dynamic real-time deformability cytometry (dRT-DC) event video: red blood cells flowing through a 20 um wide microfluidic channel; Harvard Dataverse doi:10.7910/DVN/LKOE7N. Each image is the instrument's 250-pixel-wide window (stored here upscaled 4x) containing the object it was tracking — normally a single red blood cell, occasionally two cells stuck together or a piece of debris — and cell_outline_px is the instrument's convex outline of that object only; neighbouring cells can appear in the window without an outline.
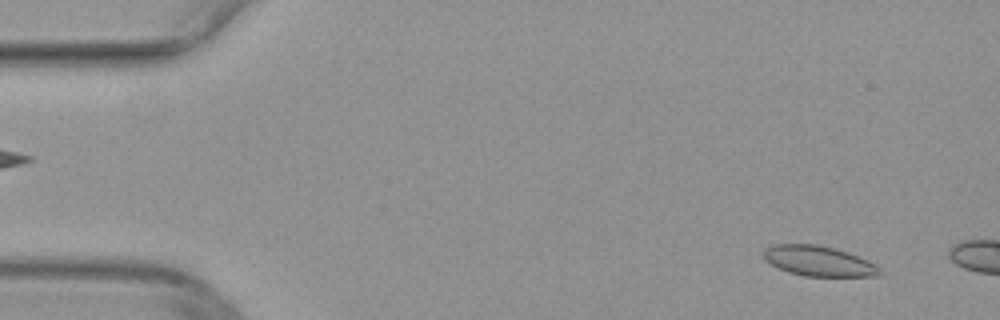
{"species": "common noctule bat (a hibernating species)", "species_latin": "Nyctalus noctula", "temperature_condition": "warm", "stored_images_in_passage": 8, "camera_frame_rate_fps": 3000, "um_per_image_px": 0.085, "animal": {"sex": "female", "body_mass_g": 29.2, "forearm_length_mm": 56.3}, "frame": {"image": 1, "passage_image": 4, "time_ms": 1.0, "image_size_px": [1000, 320], "cell_outline_px": [[884, 272], [880, 276], [804, 276], [788, 272], [764, 260], [764, 248], [772, 244], [816, 244], [836, 248], [848, 252], [868, 260], [876, 264]], "centroid_in_image_um": [69.62, 22.18], "position_along_channel_um": 15.4, "area_um2": 20.63}}